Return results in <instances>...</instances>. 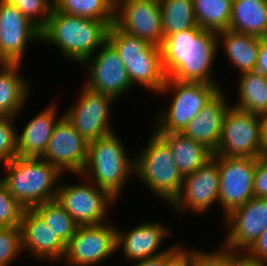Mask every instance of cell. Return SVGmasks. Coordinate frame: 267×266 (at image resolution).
<instances>
[{
    "mask_svg": "<svg viewBox=\"0 0 267 266\" xmlns=\"http://www.w3.org/2000/svg\"><path fill=\"white\" fill-rule=\"evenodd\" d=\"M133 266H163L165 262V253L144 260L136 261Z\"/></svg>",
    "mask_w": 267,
    "mask_h": 266,
    "instance_id": "42",
    "label": "cell"
},
{
    "mask_svg": "<svg viewBox=\"0 0 267 266\" xmlns=\"http://www.w3.org/2000/svg\"><path fill=\"white\" fill-rule=\"evenodd\" d=\"M14 5L40 31L47 24L54 0H4Z\"/></svg>",
    "mask_w": 267,
    "mask_h": 266,
    "instance_id": "32",
    "label": "cell"
},
{
    "mask_svg": "<svg viewBox=\"0 0 267 266\" xmlns=\"http://www.w3.org/2000/svg\"><path fill=\"white\" fill-rule=\"evenodd\" d=\"M256 159L218 155V203L223 208L224 216L254 197Z\"/></svg>",
    "mask_w": 267,
    "mask_h": 266,
    "instance_id": "12",
    "label": "cell"
},
{
    "mask_svg": "<svg viewBox=\"0 0 267 266\" xmlns=\"http://www.w3.org/2000/svg\"><path fill=\"white\" fill-rule=\"evenodd\" d=\"M116 231L107 221L98 225L78 226L66 244L64 261L69 266H94L116 252Z\"/></svg>",
    "mask_w": 267,
    "mask_h": 266,
    "instance_id": "11",
    "label": "cell"
},
{
    "mask_svg": "<svg viewBox=\"0 0 267 266\" xmlns=\"http://www.w3.org/2000/svg\"><path fill=\"white\" fill-rule=\"evenodd\" d=\"M218 47L217 32L200 27L165 37L161 53L167 78L218 84L212 73Z\"/></svg>",
    "mask_w": 267,
    "mask_h": 266,
    "instance_id": "1",
    "label": "cell"
},
{
    "mask_svg": "<svg viewBox=\"0 0 267 266\" xmlns=\"http://www.w3.org/2000/svg\"><path fill=\"white\" fill-rule=\"evenodd\" d=\"M54 7L69 15L114 21L115 0H54Z\"/></svg>",
    "mask_w": 267,
    "mask_h": 266,
    "instance_id": "30",
    "label": "cell"
},
{
    "mask_svg": "<svg viewBox=\"0 0 267 266\" xmlns=\"http://www.w3.org/2000/svg\"><path fill=\"white\" fill-rule=\"evenodd\" d=\"M24 208L9 193L2 178H0V228L20 227Z\"/></svg>",
    "mask_w": 267,
    "mask_h": 266,
    "instance_id": "33",
    "label": "cell"
},
{
    "mask_svg": "<svg viewBox=\"0 0 267 266\" xmlns=\"http://www.w3.org/2000/svg\"><path fill=\"white\" fill-rule=\"evenodd\" d=\"M253 195L257 198H267V161L258 157L254 173Z\"/></svg>",
    "mask_w": 267,
    "mask_h": 266,
    "instance_id": "38",
    "label": "cell"
},
{
    "mask_svg": "<svg viewBox=\"0 0 267 266\" xmlns=\"http://www.w3.org/2000/svg\"><path fill=\"white\" fill-rule=\"evenodd\" d=\"M114 11V24L120 30L161 47L164 37L159 0H115Z\"/></svg>",
    "mask_w": 267,
    "mask_h": 266,
    "instance_id": "13",
    "label": "cell"
},
{
    "mask_svg": "<svg viewBox=\"0 0 267 266\" xmlns=\"http://www.w3.org/2000/svg\"><path fill=\"white\" fill-rule=\"evenodd\" d=\"M163 37L187 29L198 28L193 0H159Z\"/></svg>",
    "mask_w": 267,
    "mask_h": 266,
    "instance_id": "28",
    "label": "cell"
},
{
    "mask_svg": "<svg viewBox=\"0 0 267 266\" xmlns=\"http://www.w3.org/2000/svg\"><path fill=\"white\" fill-rule=\"evenodd\" d=\"M88 157V142L63 115L56 123L42 159L55 166L61 173L69 171L80 175Z\"/></svg>",
    "mask_w": 267,
    "mask_h": 266,
    "instance_id": "15",
    "label": "cell"
},
{
    "mask_svg": "<svg viewBox=\"0 0 267 266\" xmlns=\"http://www.w3.org/2000/svg\"><path fill=\"white\" fill-rule=\"evenodd\" d=\"M20 63H0V117H16L28 99L26 79L20 75Z\"/></svg>",
    "mask_w": 267,
    "mask_h": 266,
    "instance_id": "23",
    "label": "cell"
},
{
    "mask_svg": "<svg viewBox=\"0 0 267 266\" xmlns=\"http://www.w3.org/2000/svg\"><path fill=\"white\" fill-rule=\"evenodd\" d=\"M262 147L260 115L230 106L225 114L220 141L213 155L258 158Z\"/></svg>",
    "mask_w": 267,
    "mask_h": 266,
    "instance_id": "8",
    "label": "cell"
},
{
    "mask_svg": "<svg viewBox=\"0 0 267 266\" xmlns=\"http://www.w3.org/2000/svg\"><path fill=\"white\" fill-rule=\"evenodd\" d=\"M216 252L195 250L193 266H228V249L220 247Z\"/></svg>",
    "mask_w": 267,
    "mask_h": 266,
    "instance_id": "36",
    "label": "cell"
},
{
    "mask_svg": "<svg viewBox=\"0 0 267 266\" xmlns=\"http://www.w3.org/2000/svg\"><path fill=\"white\" fill-rule=\"evenodd\" d=\"M41 31L14 5L0 0V63H20L29 42L40 41Z\"/></svg>",
    "mask_w": 267,
    "mask_h": 266,
    "instance_id": "16",
    "label": "cell"
},
{
    "mask_svg": "<svg viewBox=\"0 0 267 266\" xmlns=\"http://www.w3.org/2000/svg\"><path fill=\"white\" fill-rule=\"evenodd\" d=\"M262 139H263V147L260 154V158L267 161V138H262Z\"/></svg>",
    "mask_w": 267,
    "mask_h": 266,
    "instance_id": "44",
    "label": "cell"
},
{
    "mask_svg": "<svg viewBox=\"0 0 267 266\" xmlns=\"http://www.w3.org/2000/svg\"><path fill=\"white\" fill-rule=\"evenodd\" d=\"M22 233L20 227L0 228V266H9L22 252Z\"/></svg>",
    "mask_w": 267,
    "mask_h": 266,
    "instance_id": "34",
    "label": "cell"
},
{
    "mask_svg": "<svg viewBox=\"0 0 267 266\" xmlns=\"http://www.w3.org/2000/svg\"><path fill=\"white\" fill-rule=\"evenodd\" d=\"M9 193L25 208L56 200L62 173L42 158L15 157L4 163Z\"/></svg>",
    "mask_w": 267,
    "mask_h": 266,
    "instance_id": "3",
    "label": "cell"
},
{
    "mask_svg": "<svg viewBox=\"0 0 267 266\" xmlns=\"http://www.w3.org/2000/svg\"><path fill=\"white\" fill-rule=\"evenodd\" d=\"M180 246L181 245L176 244V246L170 247V249L165 252V262L163 266H193L195 250H186V248L184 250L182 246Z\"/></svg>",
    "mask_w": 267,
    "mask_h": 266,
    "instance_id": "37",
    "label": "cell"
},
{
    "mask_svg": "<svg viewBox=\"0 0 267 266\" xmlns=\"http://www.w3.org/2000/svg\"><path fill=\"white\" fill-rule=\"evenodd\" d=\"M162 222H144L128 232L116 231V250L122 248L125 258L129 261H140L167 252L170 248L159 250L164 237L171 233ZM156 252V253H155Z\"/></svg>",
    "mask_w": 267,
    "mask_h": 266,
    "instance_id": "20",
    "label": "cell"
},
{
    "mask_svg": "<svg viewBox=\"0 0 267 266\" xmlns=\"http://www.w3.org/2000/svg\"><path fill=\"white\" fill-rule=\"evenodd\" d=\"M233 0H193L198 26L221 32L229 28Z\"/></svg>",
    "mask_w": 267,
    "mask_h": 266,
    "instance_id": "29",
    "label": "cell"
},
{
    "mask_svg": "<svg viewBox=\"0 0 267 266\" xmlns=\"http://www.w3.org/2000/svg\"><path fill=\"white\" fill-rule=\"evenodd\" d=\"M217 38L218 45L223 42L226 56L241 74L255 71L260 49L259 37L227 29L218 32Z\"/></svg>",
    "mask_w": 267,
    "mask_h": 266,
    "instance_id": "24",
    "label": "cell"
},
{
    "mask_svg": "<svg viewBox=\"0 0 267 266\" xmlns=\"http://www.w3.org/2000/svg\"><path fill=\"white\" fill-rule=\"evenodd\" d=\"M82 93V94H81ZM77 103L70 106L64 116L89 143L114 132L110 126V104L115 99L83 87Z\"/></svg>",
    "mask_w": 267,
    "mask_h": 266,
    "instance_id": "14",
    "label": "cell"
},
{
    "mask_svg": "<svg viewBox=\"0 0 267 266\" xmlns=\"http://www.w3.org/2000/svg\"><path fill=\"white\" fill-rule=\"evenodd\" d=\"M218 155L192 174L184 177L179 194L170 204L180 212L185 209L203 213L218 200L219 192Z\"/></svg>",
    "mask_w": 267,
    "mask_h": 266,
    "instance_id": "17",
    "label": "cell"
},
{
    "mask_svg": "<svg viewBox=\"0 0 267 266\" xmlns=\"http://www.w3.org/2000/svg\"><path fill=\"white\" fill-rule=\"evenodd\" d=\"M126 152L116 132L91 141L86 165L78 176L88 175V181L92 177L94 185L117 200L129 176L135 174V158L130 159Z\"/></svg>",
    "mask_w": 267,
    "mask_h": 266,
    "instance_id": "4",
    "label": "cell"
},
{
    "mask_svg": "<svg viewBox=\"0 0 267 266\" xmlns=\"http://www.w3.org/2000/svg\"><path fill=\"white\" fill-rule=\"evenodd\" d=\"M172 90L169 109L159 117L158 134L182 133L195 116L221 91L219 84L185 82L166 79L160 93ZM174 92V93H173Z\"/></svg>",
    "mask_w": 267,
    "mask_h": 266,
    "instance_id": "7",
    "label": "cell"
},
{
    "mask_svg": "<svg viewBox=\"0 0 267 266\" xmlns=\"http://www.w3.org/2000/svg\"><path fill=\"white\" fill-rule=\"evenodd\" d=\"M33 208L65 245L74 236L79 225L56 200L44 202Z\"/></svg>",
    "mask_w": 267,
    "mask_h": 266,
    "instance_id": "31",
    "label": "cell"
},
{
    "mask_svg": "<svg viewBox=\"0 0 267 266\" xmlns=\"http://www.w3.org/2000/svg\"><path fill=\"white\" fill-rule=\"evenodd\" d=\"M255 71L267 77V37L260 38V49Z\"/></svg>",
    "mask_w": 267,
    "mask_h": 266,
    "instance_id": "41",
    "label": "cell"
},
{
    "mask_svg": "<svg viewBox=\"0 0 267 266\" xmlns=\"http://www.w3.org/2000/svg\"><path fill=\"white\" fill-rule=\"evenodd\" d=\"M243 254H240V251L238 253V251L228 249V266H266L247 251Z\"/></svg>",
    "mask_w": 267,
    "mask_h": 266,
    "instance_id": "39",
    "label": "cell"
},
{
    "mask_svg": "<svg viewBox=\"0 0 267 266\" xmlns=\"http://www.w3.org/2000/svg\"><path fill=\"white\" fill-rule=\"evenodd\" d=\"M107 40L119 53L132 86L139 83L159 93L167 79L161 47L120 30L114 23L109 27Z\"/></svg>",
    "mask_w": 267,
    "mask_h": 266,
    "instance_id": "5",
    "label": "cell"
},
{
    "mask_svg": "<svg viewBox=\"0 0 267 266\" xmlns=\"http://www.w3.org/2000/svg\"><path fill=\"white\" fill-rule=\"evenodd\" d=\"M262 138H267V113L260 115Z\"/></svg>",
    "mask_w": 267,
    "mask_h": 266,
    "instance_id": "43",
    "label": "cell"
},
{
    "mask_svg": "<svg viewBox=\"0 0 267 266\" xmlns=\"http://www.w3.org/2000/svg\"><path fill=\"white\" fill-rule=\"evenodd\" d=\"M56 108L49 105L35 115L22 133L17 132V157L42 158L47 149L57 119Z\"/></svg>",
    "mask_w": 267,
    "mask_h": 266,
    "instance_id": "22",
    "label": "cell"
},
{
    "mask_svg": "<svg viewBox=\"0 0 267 266\" xmlns=\"http://www.w3.org/2000/svg\"><path fill=\"white\" fill-rule=\"evenodd\" d=\"M228 235L222 246L247 251L267 228V198L253 197L225 217Z\"/></svg>",
    "mask_w": 267,
    "mask_h": 266,
    "instance_id": "18",
    "label": "cell"
},
{
    "mask_svg": "<svg viewBox=\"0 0 267 266\" xmlns=\"http://www.w3.org/2000/svg\"><path fill=\"white\" fill-rule=\"evenodd\" d=\"M221 90L196 116L189 122L182 134L206 146L214 152L220 141L225 114L230 108ZM229 105V106H228Z\"/></svg>",
    "mask_w": 267,
    "mask_h": 266,
    "instance_id": "21",
    "label": "cell"
},
{
    "mask_svg": "<svg viewBox=\"0 0 267 266\" xmlns=\"http://www.w3.org/2000/svg\"><path fill=\"white\" fill-rule=\"evenodd\" d=\"M89 66L86 86L88 89L111 96L116 101L131 89L126 68L114 46L106 40L99 51L81 65Z\"/></svg>",
    "mask_w": 267,
    "mask_h": 266,
    "instance_id": "10",
    "label": "cell"
},
{
    "mask_svg": "<svg viewBox=\"0 0 267 266\" xmlns=\"http://www.w3.org/2000/svg\"><path fill=\"white\" fill-rule=\"evenodd\" d=\"M56 201L79 226H83L105 223L110 205L116 199L87 180L77 185L59 184Z\"/></svg>",
    "mask_w": 267,
    "mask_h": 266,
    "instance_id": "9",
    "label": "cell"
},
{
    "mask_svg": "<svg viewBox=\"0 0 267 266\" xmlns=\"http://www.w3.org/2000/svg\"><path fill=\"white\" fill-rule=\"evenodd\" d=\"M228 29L267 37V0H233Z\"/></svg>",
    "mask_w": 267,
    "mask_h": 266,
    "instance_id": "25",
    "label": "cell"
},
{
    "mask_svg": "<svg viewBox=\"0 0 267 266\" xmlns=\"http://www.w3.org/2000/svg\"><path fill=\"white\" fill-rule=\"evenodd\" d=\"M170 146L174 161L183 177L206 164L213 152L182 133L159 134Z\"/></svg>",
    "mask_w": 267,
    "mask_h": 266,
    "instance_id": "26",
    "label": "cell"
},
{
    "mask_svg": "<svg viewBox=\"0 0 267 266\" xmlns=\"http://www.w3.org/2000/svg\"><path fill=\"white\" fill-rule=\"evenodd\" d=\"M247 252L255 257L260 263L267 266V228L247 250Z\"/></svg>",
    "mask_w": 267,
    "mask_h": 266,
    "instance_id": "40",
    "label": "cell"
},
{
    "mask_svg": "<svg viewBox=\"0 0 267 266\" xmlns=\"http://www.w3.org/2000/svg\"><path fill=\"white\" fill-rule=\"evenodd\" d=\"M140 155L135 156V175L169 205L180 192L184 177L174 161L169 144L156 132Z\"/></svg>",
    "mask_w": 267,
    "mask_h": 266,
    "instance_id": "6",
    "label": "cell"
},
{
    "mask_svg": "<svg viewBox=\"0 0 267 266\" xmlns=\"http://www.w3.org/2000/svg\"><path fill=\"white\" fill-rule=\"evenodd\" d=\"M235 108L256 115L267 113V77L257 71L241 74Z\"/></svg>",
    "mask_w": 267,
    "mask_h": 266,
    "instance_id": "27",
    "label": "cell"
},
{
    "mask_svg": "<svg viewBox=\"0 0 267 266\" xmlns=\"http://www.w3.org/2000/svg\"><path fill=\"white\" fill-rule=\"evenodd\" d=\"M113 23L65 14L53 6L47 24L41 30V41L53 43L67 60L74 59L80 65L107 40Z\"/></svg>",
    "mask_w": 267,
    "mask_h": 266,
    "instance_id": "2",
    "label": "cell"
},
{
    "mask_svg": "<svg viewBox=\"0 0 267 266\" xmlns=\"http://www.w3.org/2000/svg\"><path fill=\"white\" fill-rule=\"evenodd\" d=\"M16 117H0V163H7L17 157Z\"/></svg>",
    "mask_w": 267,
    "mask_h": 266,
    "instance_id": "35",
    "label": "cell"
},
{
    "mask_svg": "<svg viewBox=\"0 0 267 266\" xmlns=\"http://www.w3.org/2000/svg\"><path fill=\"white\" fill-rule=\"evenodd\" d=\"M22 248L31 256L52 262L64 258L66 245L47 227L34 208H25L21 218Z\"/></svg>",
    "mask_w": 267,
    "mask_h": 266,
    "instance_id": "19",
    "label": "cell"
}]
</instances>
